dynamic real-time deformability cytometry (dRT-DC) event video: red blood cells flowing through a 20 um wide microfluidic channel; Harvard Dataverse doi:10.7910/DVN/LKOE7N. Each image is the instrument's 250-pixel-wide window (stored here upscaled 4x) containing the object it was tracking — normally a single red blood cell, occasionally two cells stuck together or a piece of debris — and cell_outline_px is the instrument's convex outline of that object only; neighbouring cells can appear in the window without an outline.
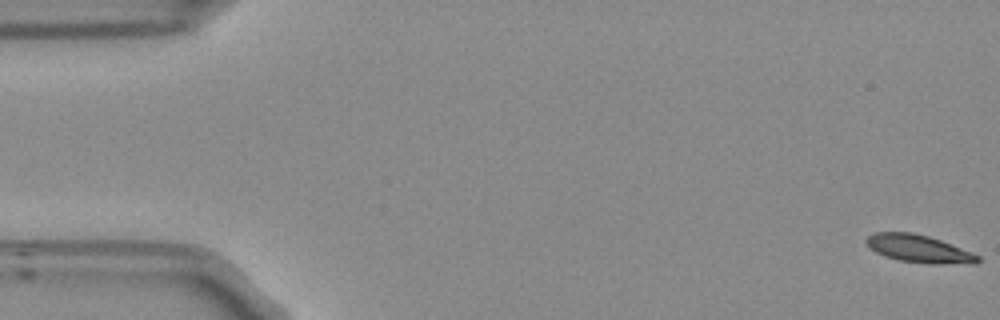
{"species": "Egyptian fruit bat (a non-hibernating species)", "species_latin": "Rousettus aegyptiacus", "temperature_condition": "room temperature", "stored_images_in_passage": 55, "camera_frame_rate_fps": 3000, "um_per_image_px": 0.085, "frame": {"image": 1, "passage_image": 1, "time_ms": 0.0, "image_size_px": [1000, 320], "cell_outline_px": [[980, 260], [976, 264], [928, 264], [900, 260], [884, 256], [876, 252], [864, 240], [872, 232], [912, 232], [928, 236], [940, 240], [972, 252], [980, 256]], "centroid_in_image_um": [78.13, 21.15], "position_along_channel_um": 6.9, "area_um2": 18.03}}
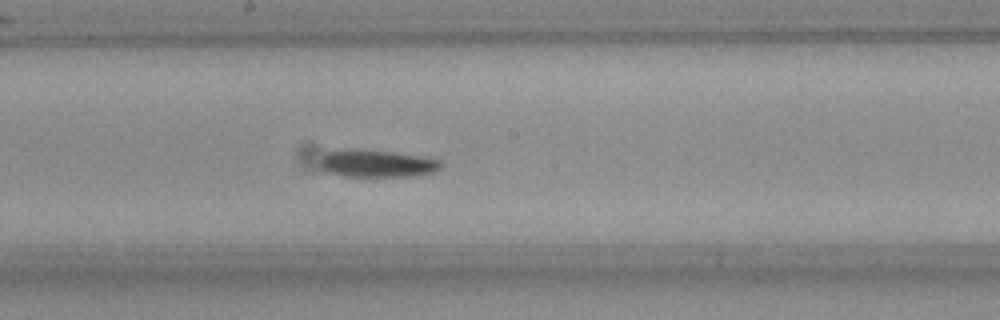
{"frame": {"image": 2, "passage_image": 29, "time_ms": 9.333, "image_size_px": [1000, 320], "cell_outline_px": [[440, 168], [436, 172], [416, 176], [344, 176], [328, 172], [324, 168], [324, 156], [328, 152], [388, 152], [416, 156], [440, 160]], "centroid_in_image_um": [32.19, 13.97], "position_along_channel_um": 216.0, "area_um2": 17.74}}
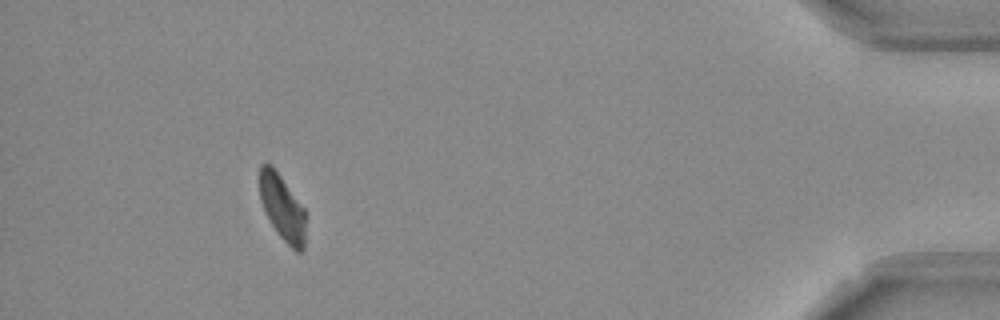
{"frame": {"image": 3, "passage_image": 50, "time_ms": 16.333, "image_size_px": [1000, 320], "cell_outline_px": [[304, 248], [300, 252], [296, 252], [276, 232], [260, 200], [260, 164], [272, 164], [304, 208]], "centroid_in_image_um": [23.99, 17.63], "position_along_channel_um": 411.2, "area_um2": 17.22}, "authors_computed_cell_mechanics": {"area_um2": 18.7272, "velocity_mm_per_s": 3.7271, "shape_relaxation_time_tau1_ms": 3.614, "shape_relaxation_time_tau2_ms": 5.1517, "deformation_change_tau1": 0.1689, "deformation_change_tau2": 0.1166}}